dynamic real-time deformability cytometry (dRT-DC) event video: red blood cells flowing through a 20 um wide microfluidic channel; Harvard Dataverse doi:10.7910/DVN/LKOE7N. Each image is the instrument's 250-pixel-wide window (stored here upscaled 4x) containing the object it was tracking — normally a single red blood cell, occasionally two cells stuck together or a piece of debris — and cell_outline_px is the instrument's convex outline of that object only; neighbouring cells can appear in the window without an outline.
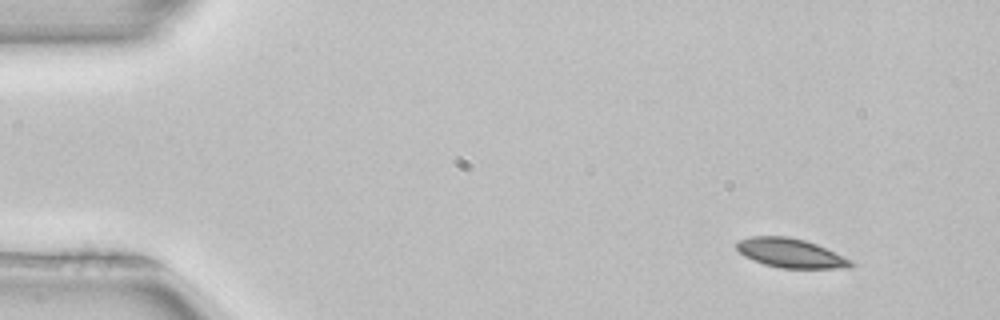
{"species": "common noctule bat (a hibernating species)", "species_latin": "Nyctalus noctula", "temperature_condition": "room temperature", "stored_images_in_passage": 53, "camera_frame_rate_fps": 3000, "um_per_image_px": 0.085, "animal": {"sex": "female", "body_mass_g": 22.7, "forearm_length_mm": 54.2}, "frame": {"image": 1, "passage_image": 6, "time_ms": 1.667, "image_size_px": [1000, 320], "cell_outline_px": [[856, 264], [848, 268], [780, 268], [764, 264], [752, 260], [744, 256], [736, 248], [736, 240], [748, 236], [788, 236], [804, 240], [816, 244], [852, 260]], "centroid_in_image_um": [67.17, 21.51], "position_along_channel_um": 17.8, "area_um2": 19.54}}
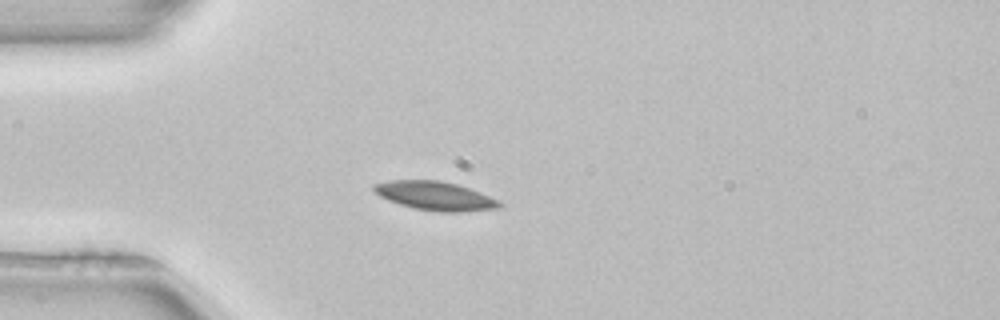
{"frame": {"image": 2, "passage_image": 15, "time_ms": 4.667, "image_size_px": [1000, 320], "cell_outline_px": [[504, 204], [500, 208], [464, 212], [440, 212], [412, 208], [388, 200], [380, 196], [372, 188], [372, 184], [388, 180], [440, 180], [456, 184], [480, 192]], "centroid_in_image_um": [36.97, 16.65], "position_along_channel_um": 48.0, "area_um2": 21.1}}
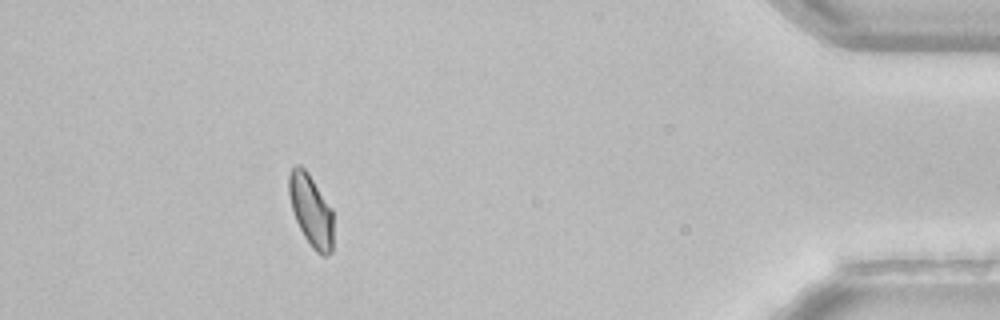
{"frame": {"image": 3, "passage_image": 48, "time_ms": 15.667, "image_size_px": [1000, 320], "cell_outline_px": [[332, 252], [328, 256], [320, 256], [312, 248], [304, 236], [296, 220], [292, 208], [288, 192], [288, 176], [292, 168], [296, 164], [300, 164], [308, 172], [332, 208]], "centroid_in_image_um": [26.43, 17.88], "position_along_channel_um": 408.8, "area_um2": 18.67}, "authors_computed_cell_mechanics": {"area_um2": 19.363, "velocity_mm_per_s": 3.934, "shape_relaxation_time_tau1_ms": 2.6176, "shape_relaxation_time_tau2_ms": null, "deformation_change_tau1": 0.0776, "deformation_change_tau2": null}}